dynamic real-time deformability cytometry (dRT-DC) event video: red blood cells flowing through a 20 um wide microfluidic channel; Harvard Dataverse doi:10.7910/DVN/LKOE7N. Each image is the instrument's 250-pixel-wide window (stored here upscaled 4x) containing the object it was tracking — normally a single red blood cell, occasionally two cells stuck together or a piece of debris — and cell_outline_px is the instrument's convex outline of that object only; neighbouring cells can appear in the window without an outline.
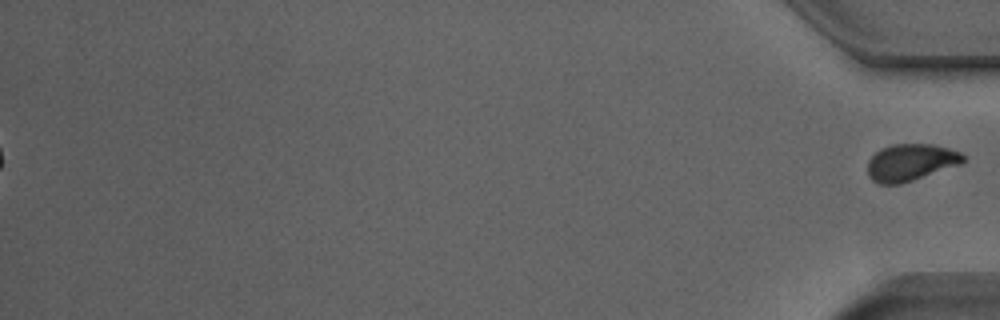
{"species": "Egyptian fruit bat (a non-hibernating species)", "species_latin": "Rousettus aegyptiacus", "temperature_condition": "room temperature", "stored_images_in_passage": 38, "segment_of_instrument_passage": [2, 2], "camera_frame_rate_fps": 3000, "um_per_image_px": 0.085, "animal": {"sex": "male"}, "frame": {"image": 1, "passage_image": 38, "time_ms": 12.333, "image_size_px": [1000, 320], "cell_outline_px": [[964, 160], [960, 164], [900, 184], [876, 184], [868, 176], [868, 160], [880, 148], [892, 144], [932, 144], [948, 148], [960, 152], [964, 156]], "centroid_in_image_um": [77.36, 13.8], "position_along_channel_um": 357.8, "area_um2": 20.46}}